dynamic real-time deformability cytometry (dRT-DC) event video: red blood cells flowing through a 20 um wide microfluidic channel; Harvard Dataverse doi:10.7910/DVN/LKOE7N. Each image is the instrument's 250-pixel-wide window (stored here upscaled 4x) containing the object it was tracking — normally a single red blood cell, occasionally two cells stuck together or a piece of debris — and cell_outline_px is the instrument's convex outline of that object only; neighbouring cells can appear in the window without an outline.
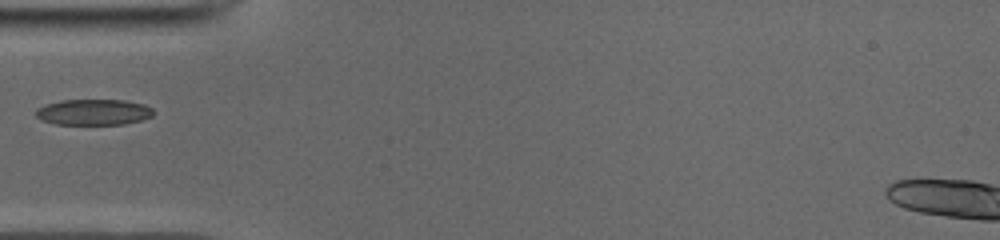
{"species": "common noctule bat (a hibernating species)", "species_latin": "Nyctalus noctula", "temperature_condition": "cold", "stored_images_in_passage": 34, "camera_frame_rate_fps": 3000, "um_per_image_px": 0.085, "animal": {"sex": "male", "body_mass_g": 19.0, "forearm_length_mm": 50.8}, "frame": {"image": 1, "passage_image": 1, "time_ms": 0.0, "image_size_px": [1000, 240], "cell_outline_px": [[152, 116], [140, 120], [124, 124], [56, 124], [44, 120], [36, 116], [36, 108], [44, 104], [60, 100], [124, 100], [144, 104], [152, 108]], "centroid_in_image_um": [7.93, 9.52], "position_along_channel_um": 77.1, "area_um2": 17.63}}